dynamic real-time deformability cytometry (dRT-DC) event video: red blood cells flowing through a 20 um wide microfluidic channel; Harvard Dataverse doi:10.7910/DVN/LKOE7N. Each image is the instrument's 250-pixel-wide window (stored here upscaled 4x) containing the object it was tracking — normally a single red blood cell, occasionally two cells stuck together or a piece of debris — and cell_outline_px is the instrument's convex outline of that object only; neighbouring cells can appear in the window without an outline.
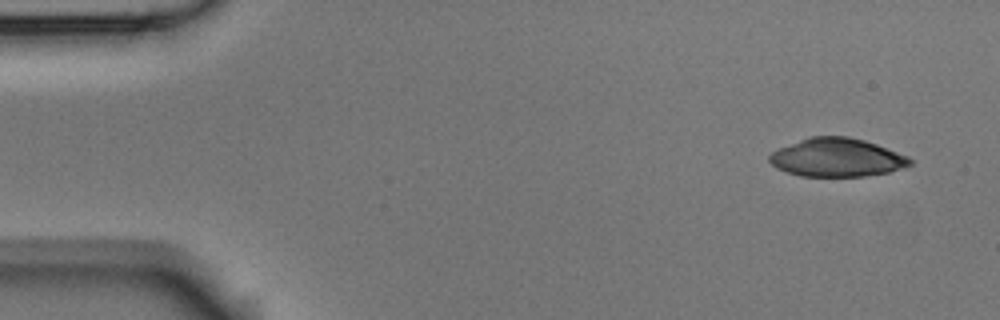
{"species": "Egyptian fruit bat (a non-hibernating species)", "species_latin": "Rousettus aegyptiacus", "temperature_condition": "room temperature", "stored_images_in_passage": 5, "segment_of_instrument_passage": [1, 2], "camera_frame_rate_fps": 3000, "um_per_image_px": 0.085, "animal": {"sex": "male"}, "frame": {"image": 1, "passage_image": 1, "time_ms": 0.0, "image_size_px": [1000, 320], "cell_outline_px": [[912, 164], [888, 172], [864, 176], [800, 176], [776, 168], [768, 160], [768, 156], [772, 152], [780, 148], [808, 136], [848, 136], [864, 140], [876, 144], [908, 156], [912, 160]], "centroid_in_image_um": [71.12, 13.38], "position_along_channel_um": 13.9, "area_um2": 31.33}}